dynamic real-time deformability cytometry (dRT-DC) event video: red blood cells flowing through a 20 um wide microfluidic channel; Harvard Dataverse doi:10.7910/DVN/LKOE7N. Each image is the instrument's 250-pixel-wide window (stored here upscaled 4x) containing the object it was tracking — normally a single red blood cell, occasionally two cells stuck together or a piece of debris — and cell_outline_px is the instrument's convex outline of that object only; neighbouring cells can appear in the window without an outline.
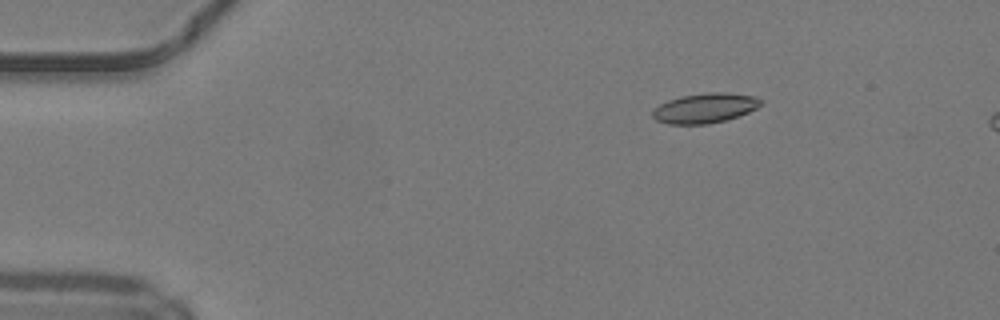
{"species": "common noctule bat (a hibernating species)", "species_latin": "Nyctalus noctula", "temperature_condition": "warm", "stored_images_in_passage": 43, "camera_frame_rate_fps": 3000, "um_per_image_px": 0.085, "animal": {"sex": "male", "body_mass_g": 19.2, "forearm_length_mm": 51.8}, "frame": {"image": 1, "passage_image": 1, "time_ms": 0.0, "image_size_px": [1000, 320], "cell_outline_px": [[764, 100], [756, 108], [748, 112], [728, 120], [708, 124], [668, 124], [656, 120], [652, 116], [652, 112], [660, 104], [668, 100], [680, 96], [704, 92], [728, 92], [756, 96]], "centroid_in_image_um": [59.94, 9.18], "position_along_channel_um": 25.1, "area_um2": 19.02}}
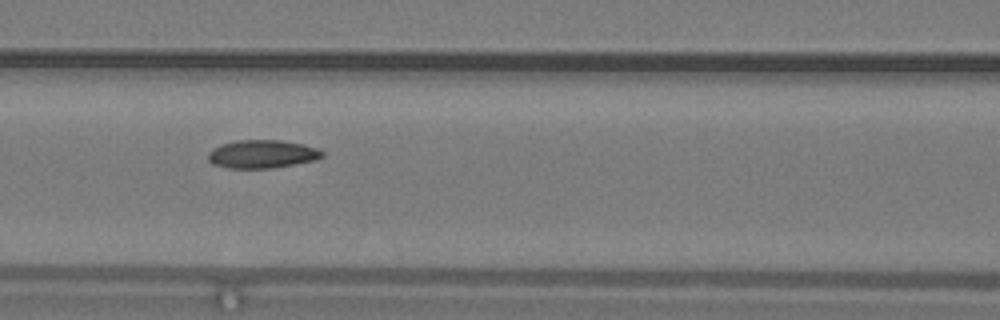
{"frame": {"image": 2, "passage_image": 15, "time_ms": 4.667, "image_size_px": [1000, 320], "cell_outline_px": [[324, 156], [316, 160], [296, 164], [272, 168], [228, 168], [212, 164], [208, 160], [208, 152], [220, 144], [236, 140], [280, 140], [304, 144], [320, 148], [324, 152]], "centroid_in_image_um": [22.31, 13.09], "position_along_channel_um": 144.3, "area_um2": 19.02}}
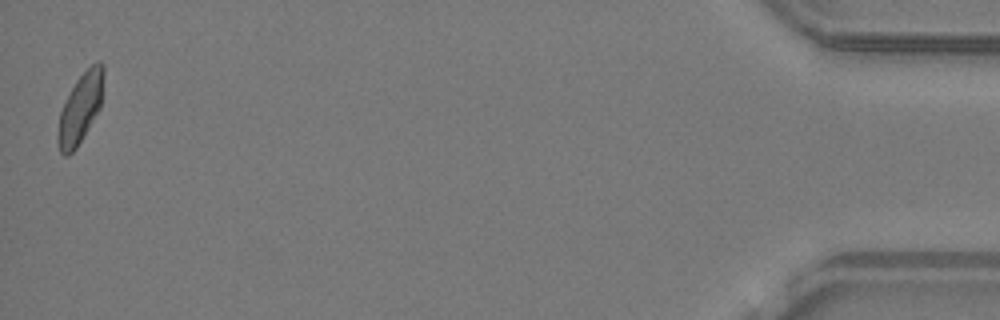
{"frame": {"image": 3, "passage_image": 42, "time_ms": 13.667, "image_size_px": [1000, 320], "cell_outline_px": [[104, 76], [100, 108], [76, 148], [68, 156], [64, 156], [60, 152], [56, 140], [56, 136], [60, 112], [76, 80], [96, 60], [100, 60], [104, 64]], "centroid_in_image_um": [6.83, 9.2], "position_along_channel_um": 428.4, "area_um2": 18.5}}